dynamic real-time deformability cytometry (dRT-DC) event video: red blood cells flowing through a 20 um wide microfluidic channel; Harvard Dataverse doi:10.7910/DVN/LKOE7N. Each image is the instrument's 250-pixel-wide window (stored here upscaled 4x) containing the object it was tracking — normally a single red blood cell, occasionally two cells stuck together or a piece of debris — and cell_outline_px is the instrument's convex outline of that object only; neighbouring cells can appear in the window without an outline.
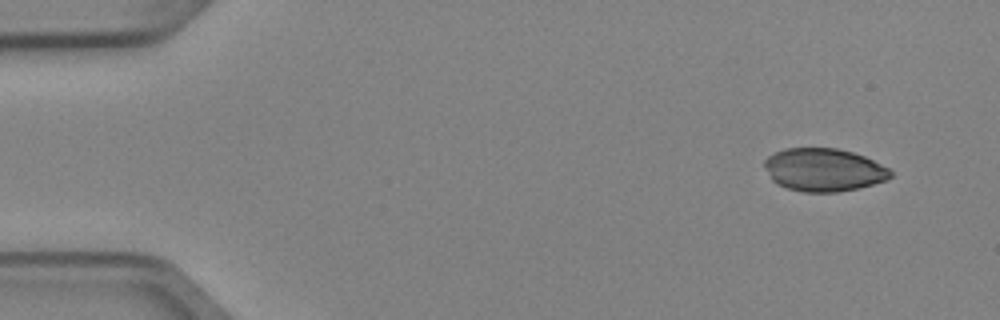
{"species": "Egyptian fruit bat (a non-hibernating species)", "species_latin": "Rousettus aegyptiacus", "temperature_condition": "cold", "stored_images_in_passage": 5, "camera_frame_rate_fps": 3000, "um_per_image_px": 0.085, "animal": {"sex": "female"}, "frame": {"image": 1, "passage_image": 1, "time_ms": 0.0, "image_size_px": [1000, 320], "cell_outline_px": [[892, 176], [888, 180], [860, 188], [836, 192], [804, 192], [788, 188], [776, 184], [772, 180], [764, 168], [764, 160], [768, 156], [784, 148], [836, 148], [852, 152], [864, 156], [888, 168], [892, 172]], "centroid_in_image_um": [70.01, 14.44], "position_along_channel_um": 15.0, "area_um2": 31.67}}
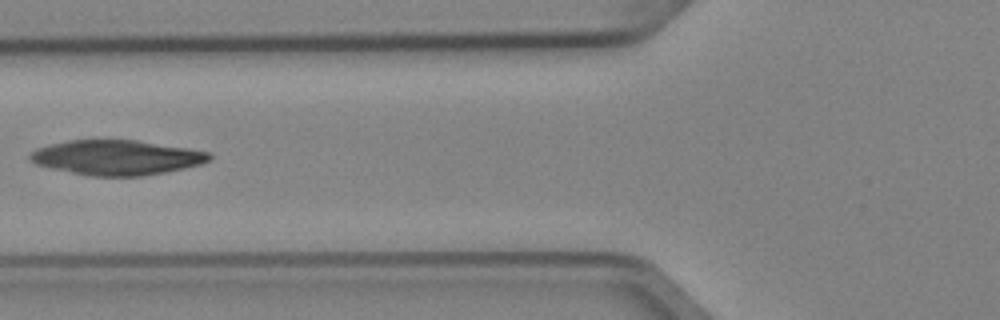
{"frame": {"image": 2, "passage_image": 5, "time_ms": 1.333, "image_size_px": [1000, 320], "cell_outline_px": [[212, 156], [208, 160], [200, 164], [184, 168], [164, 172], [140, 176], [88, 176], [52, 168], [36, 164], [28, 160], [28, 152], [36, 148], [48, 144], [68, 140], [136, 140], [188, 148], [212, 152]], "centroid_in_image_um": [9.86, 13.38], "position_along_channel_um": 115.9, "area_um2": 36.53}}